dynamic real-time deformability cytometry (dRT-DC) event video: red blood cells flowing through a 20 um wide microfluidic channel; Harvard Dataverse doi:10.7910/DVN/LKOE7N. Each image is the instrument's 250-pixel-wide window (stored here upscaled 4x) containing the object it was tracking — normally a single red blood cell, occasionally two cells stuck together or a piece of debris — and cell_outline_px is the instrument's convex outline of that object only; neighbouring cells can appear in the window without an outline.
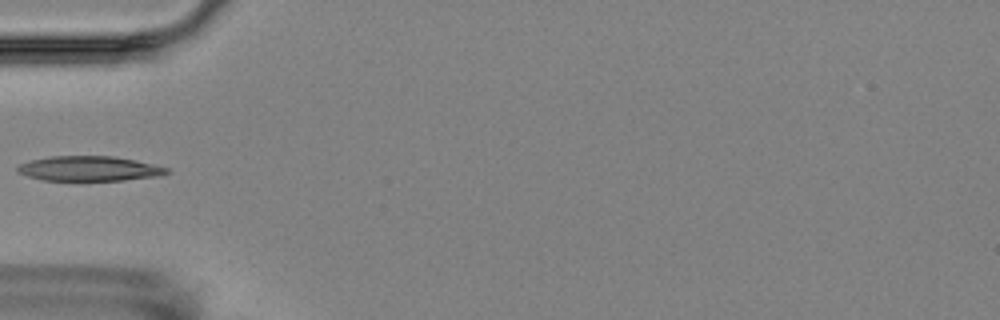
{"species": "Egyptian fruit bat (a non-hibernating species)", "species_latin": "Rousettus aegyptiacus", "temperature_condition": "room temperature", "stored_images_in_passage": 5, "camera_frame_rate_fps": 3000, "um_per_image_px": 0.085, "animal": {"sex": "female"}, "frame": {"image": 1, "passage_image": 5, "time_ms": 5.333, "image_size_px": [1000, 320], "cell_outline_px": [[172, 172], [160, 176], [124, 180], [44, 180], [28, 176], [20, 172], [16, 168], [20, 164], [32, 160], [52, 156], [112, 156], [136, 160], [168, 168]], "centroid_in_image_um": [7.65, 14.33], "position_along_channel_um": 77.4, "area_um2": 21.44}}